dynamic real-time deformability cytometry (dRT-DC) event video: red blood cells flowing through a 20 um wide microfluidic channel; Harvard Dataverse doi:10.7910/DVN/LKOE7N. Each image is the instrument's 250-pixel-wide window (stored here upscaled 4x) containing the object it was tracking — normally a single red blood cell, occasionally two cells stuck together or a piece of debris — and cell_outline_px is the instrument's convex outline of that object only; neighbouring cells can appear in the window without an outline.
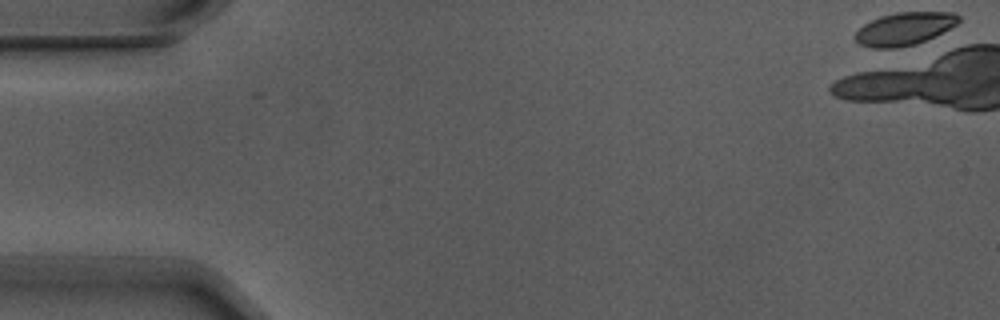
{"species": "Egyptian fruit bat (a non-hibernating species)", "species_latin": "Rousettus aegyptiacus", "temperature_condition": "warm", "stored_images_in_passage": 5, "camera_frame_rate_fps": 3000, "um_per_image_px": 0.085, "animal": {"sex": "male"}, "frame": {"image": 1, "passage_image": 1, "time_ms": 0.0, "image_size_px": [1000, 320], "cell_outline_px": [[960, 20], [956, 24], [916, 44], [896, 48], [872, 48], [860, 44], [852, 40], [852, 36], [864, 24], [880, 16], [896, 12], [952, 12], [960, 16]], "centroid_in_image_um": [76.8, 2.44], "position_along_channel_um": 8.2, "area_um2": 19.65}}